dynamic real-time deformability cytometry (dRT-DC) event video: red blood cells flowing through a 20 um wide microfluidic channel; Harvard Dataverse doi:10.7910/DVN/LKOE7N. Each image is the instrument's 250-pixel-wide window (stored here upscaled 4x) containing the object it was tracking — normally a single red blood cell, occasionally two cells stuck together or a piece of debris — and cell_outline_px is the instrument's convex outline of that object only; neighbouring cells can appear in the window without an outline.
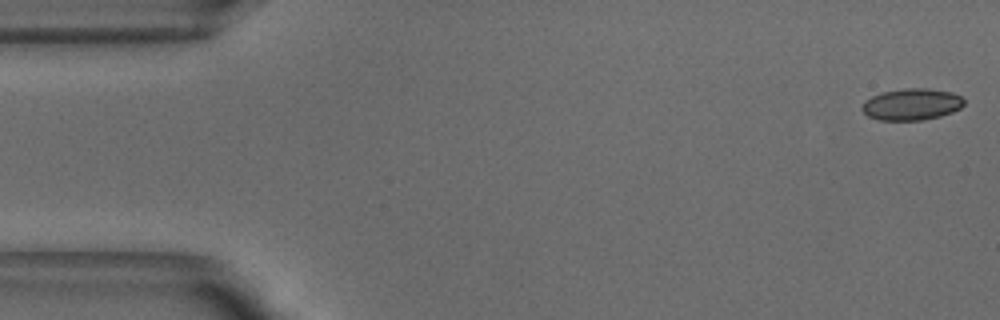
{"species": "common noctule bat (a hibernating species)", "species_latin": "Nyctalus noctula", "temperature_condition": "warm", "stored_images_in_passage": 50, "camera_frame_rate_fps": 3000, "um_per_image_px": 0.085, "animal": {"sex": "male", "body_mass_g": 18.8}, "frame": {"image": 1, "passage_image": 1, "time_ms": 0.0, "image_size_px": [1000, 320], "cell_outline_px": [[964, 104], [960, 108], [952, 112], [940, 116], [924, 120], [880, 120], [868, 116], [860, 108], [864, 100], [872, 96], [884, 92], [904, 88], [928, 88], [952, 92], [960, 96], [964, 100]], "centroid_in_image_um": [77.49, 8.87], "position_along_channel_um": 7.5, "area_um2": 18.84}}
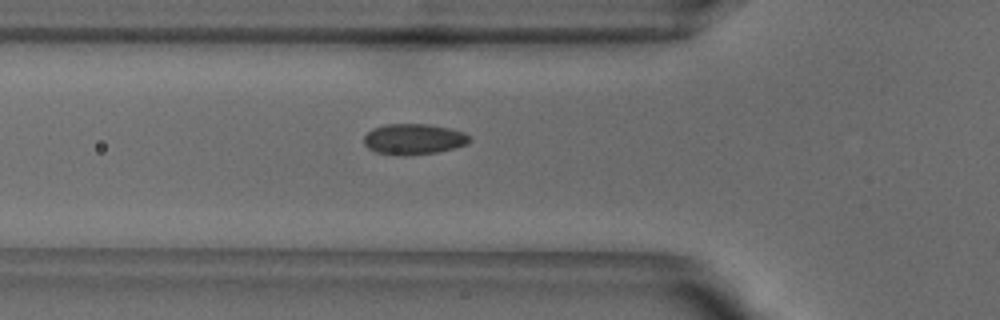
{"frame": {"image": 2, "passage_image": 17, "time_ms": 5.333, "image_size_px": [1000, 320], "cell_outline_px": [[472, 140], [468, 144], [456, 148], [436, 152], [404, 156], [400, 156], [376, 152], [368, 148], [364, 144], [364, 136], [372, 128], [384, 124], [428, 124], [448, 128], [464, 132]], "centroid_in_image_um": [35.16, 11.83], "position_along_channel_um": 90.6, "area_um2": 19.07}}
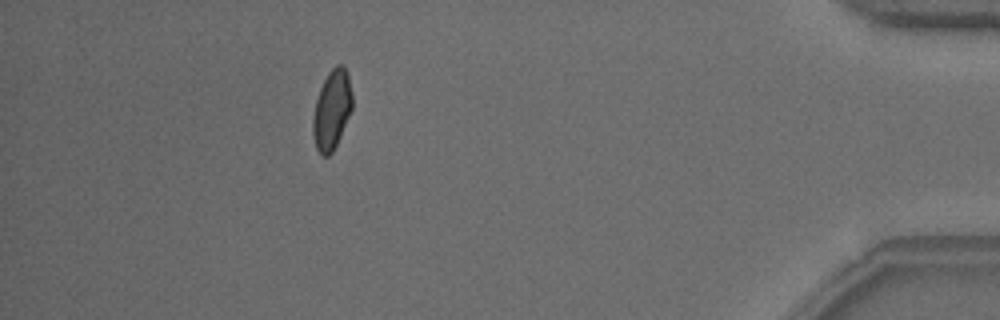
{"frame": {"image": 3, "passage_image": 46, "time_ms": 15.0, "image_size_px": [1000, 320], "cell_outline_px": [[352, 108], [340, 136], [332, 152], [328, 156], [324, 156], [316, 148], [312, 132], [312, 120], [316, 100], [320, 88], [328, 72], [336, 64], [344, 64], [348, 76], [352, 92]], "centroid_in_image_um": [28.2, 9.3], "position_along_channel_um": 407.0, "area_um2": 18.09}}